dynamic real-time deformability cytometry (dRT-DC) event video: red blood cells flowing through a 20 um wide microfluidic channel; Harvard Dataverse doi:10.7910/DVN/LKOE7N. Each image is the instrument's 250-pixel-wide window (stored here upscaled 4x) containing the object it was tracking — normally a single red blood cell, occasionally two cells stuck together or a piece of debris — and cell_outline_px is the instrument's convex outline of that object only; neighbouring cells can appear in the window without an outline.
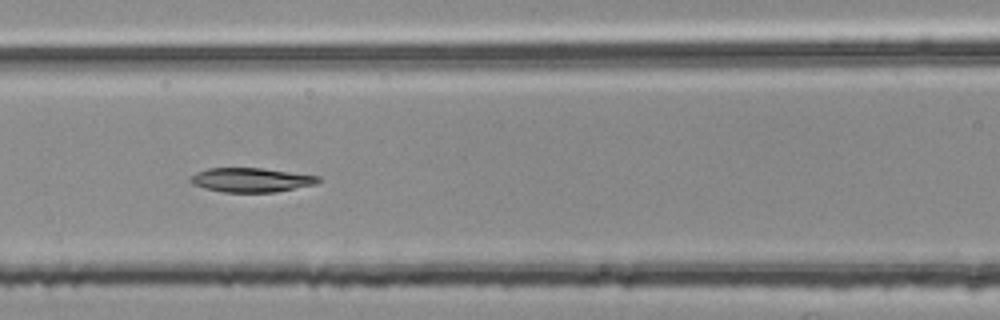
{"species": "common noctule bat (a hibernating species)", "species_latin": "Nyctalus noctula", "temperature_condition": "room temperature", "stored_images_in_passage": 52, "segment_of_instrument_passage": [2, 2], "camera_frame_rate_fps": 3000, "um_per_image_px": 0.085, "animal": {"sex": "female", "body_mass_g": 25.1}, "frame": {"image": 1, "passage_image": 22, "time_ms": 7.0, "image_size_px": [1000, 320], "cell_outline_px": [[324, 180], [316, 184], [276, 192], [224, 192], [204, 188], [192, 184], [188, 180], [196, 172], [208, 168], [264, 168], [320, 176]], "centroid_in_image_um": [21.38, 15.29], "position_along_channel_um": 145.2, "area_um2": 18.21}}
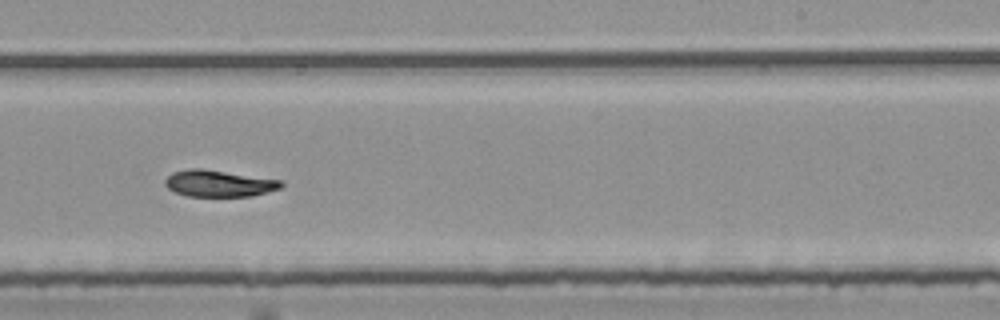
{"frame": {"image": 2, "passage_image": 32, "time_ms": 10.333, "image_size_px": [1000, 320], "cell_outline_px": [[284, 184], [280, 188], [268, 192], [252, 196], [188, 196], [176, 192], [168, 188], [164, 184], [164, 180], [172, 172], [188, 168], [200, 168], [284, 180]], "centroid_in_image_um": [18.62, 15.58], "position_along_channel_um": 270.4, "area_um2": 18.09}}
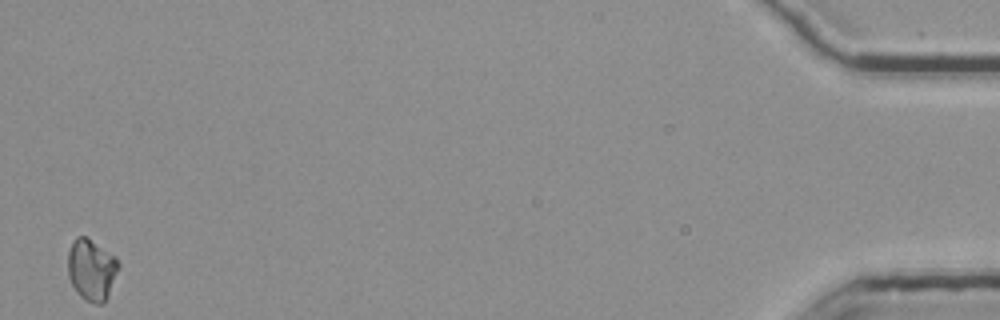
{"frame": {"image": 3, "passage_image": 52, "time_ms": 17.0, "image_size_px": [1000, 320], "cell_outline_px": [[120, 268], [108, 296], [104, 304], [96, 304], [84, 300], [76, 292], [68, 276], [68, 252], [76, 236], [84, 236], [116, 256], [120, 264]], "centroid_in_image_um": [7.8, 22.95], "position_along_channel_um": 427.4, "area_um2": 18.26}}